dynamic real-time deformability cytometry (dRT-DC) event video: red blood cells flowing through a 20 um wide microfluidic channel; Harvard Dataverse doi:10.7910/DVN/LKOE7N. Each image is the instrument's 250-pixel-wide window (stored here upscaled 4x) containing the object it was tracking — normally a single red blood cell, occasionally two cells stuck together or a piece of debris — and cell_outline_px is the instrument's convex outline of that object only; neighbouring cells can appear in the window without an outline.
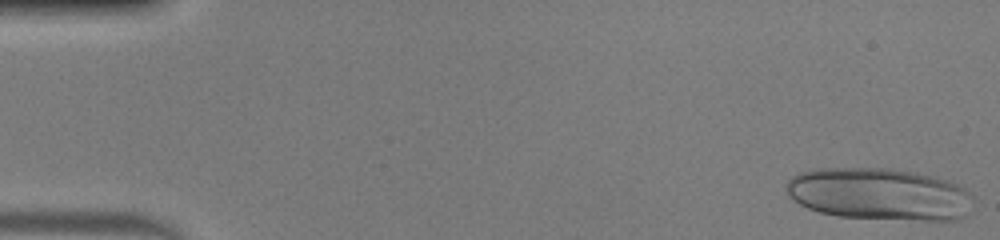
{"species": "human", "species_latin": "Homo sapiens", "temperature_condition": "warm", "stored_images_in_passage": 49, "camera_frame_rate_fps": 3000, "um_per_image_px": 0.085, "donor": {"sex": "male"}, "frame": {"image": 1, "passage_image": 1, "time_ms": 0.0, "image_size_px": [1000, 240], "cell_outline_px": [[972, 212], [968, 216], [960, 220], [924, 220], [840, 216], [820, 212], [808, 208], [800, 204], [788, 196], [784, 184], [792, 176], [800, 172], [816, 168], [892, 168], [916, 172], [936, 176], [948, 180], [964, 188], [972, 196]], "centroid_in_image_um": [74.78, 16.49], "position_along_channel_um": 10.2, "area_um2": 57.4}}
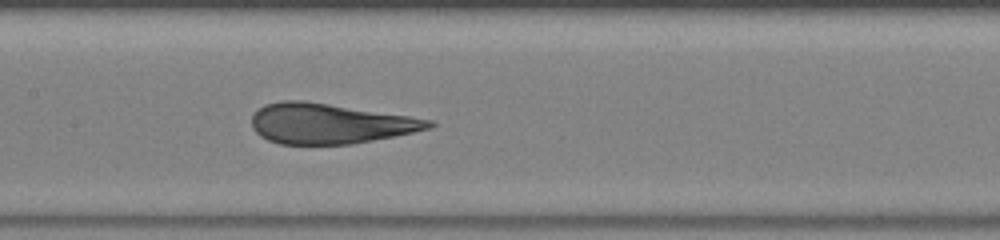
{"frame": {"image": 2, "passage_image": 24, "time_ms": 7.667, "image_size_px": [1000, 240], "cell_outline_px": [[436, 124], [432, 128], [352, 144], [280, 144], [268, 140], [260, 136], [252, 128], [252, 116], [264, 104], [280, 100], [304, 100], [408, 116], [432, 120]], "centroid_in_image_um": [27.99, 10.5], "position_along_channel_um": 179.4, "area_um2": 41.27}}
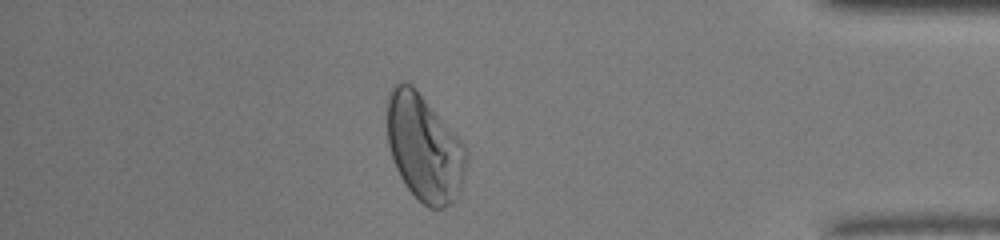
{"frame": {"image": 3, "passage_image": 43, "time_ms": 14.0, "image_size_px": [1000, 240], "cell_outline_px": [[468, 160], [460, 192], [456, 200], [452, 204], [444, 208], [428, 208], [408, 188], [400, 176], [396, 168], [388, 144], [388, 92], [392, 84], [400, 80], [404, 80], [412, 84], [416, 88], [464, 144], [468, 152]], "centroid_in_image_um": [36.08, 12.55], "position_along_channel_um": 399.1, "area_um2": 49.42}, "authors_computed_cell_mechanics": {"area_um2": 47.4538, "velocity_mm_per_s": 4.0486, "shape_relaxation_time_tau1_ms": 7.5938, "shape_relaxation_time_tau2_ms": null, "deformation_change_tau1": 0.2778, "deformation_change_tau2": null}}